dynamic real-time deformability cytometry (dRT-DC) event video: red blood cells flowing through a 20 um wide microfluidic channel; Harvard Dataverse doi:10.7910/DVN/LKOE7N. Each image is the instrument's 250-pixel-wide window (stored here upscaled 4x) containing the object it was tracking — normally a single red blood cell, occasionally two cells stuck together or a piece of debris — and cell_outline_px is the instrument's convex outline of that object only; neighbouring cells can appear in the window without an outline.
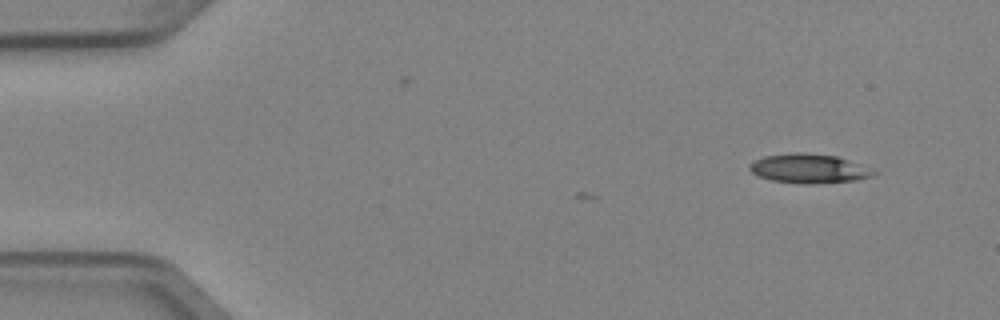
{"species": "Egyptian fruit bat (a non-hibernating species)", "species_latin": "Rousettus aegyptiacus", "temperature_condition": "cold", "stored_images_in_passage": 3, "camera_frame_rate_fps": 3000, "um_per_image_px": 0.085, "animal": {"sex": "female"}, "frame": {"image": 1, "passage_image": 1, "time_ms": 0.0, "image_size_px": [1000, 320], "cell_outline_px": [[880, 172], [872, 176], [856, 180], [808, 184], [800, 184], [772, 180], [760, 176], [752, 172], [748, 168], [748, 164], [752, 160], [764, 156], [792, 152], [804, 152], [836, 156], [848, 160]], "centroid_in_image_um": [68.72, 14.32], "position_along_channel_um": 16.3, "area_um2": 21.21}}